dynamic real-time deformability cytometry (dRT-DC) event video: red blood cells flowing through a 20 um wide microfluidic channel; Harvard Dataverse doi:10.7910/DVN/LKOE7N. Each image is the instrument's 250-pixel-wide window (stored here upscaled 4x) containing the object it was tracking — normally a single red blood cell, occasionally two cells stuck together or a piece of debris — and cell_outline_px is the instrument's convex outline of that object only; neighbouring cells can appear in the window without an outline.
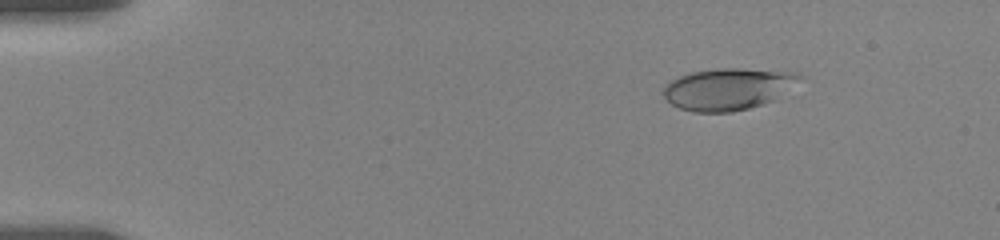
{"species": "human", "species_latin": "Homo sapiens", "temperature_condition": "room temperature", "stored_images_in_passage": 28, "camera_frame_rate_fps": 3000, "um_per_image_px": 0.085, "donor": {"sex": "female"}, "frame": {"image": 1, "passage_image": 4, "time_ms": 2.0, "image_size_px": [1000, 240], "cell_outline_px": [[804, 76], [772, 100], [764, 104], [732, 112], [692, 112], [680, 108], [672, 104], [660, 92], [672, 80], [680, 76], [692, 72], [716, 68], [740, 68], [796, 72]], "centroid_in_image_um": [61.84, 7.56], "position_along_channel_um": 23.2, "area_um2": 32.83}}
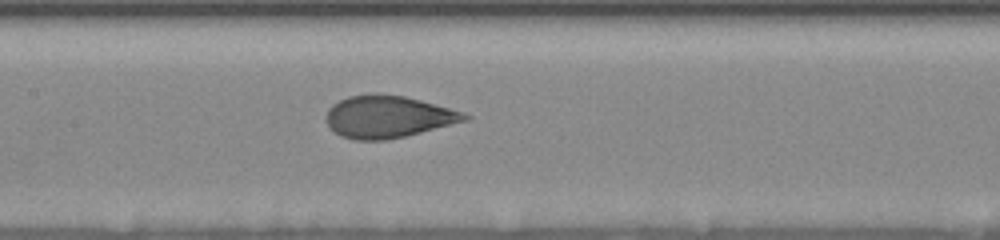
{"frame": {"image": 2, "passage_image": 18, "time_ms": 8.667, "image_size_px": [1000, 240], "cell_outline_px": [[472, 116], [468, 120], [388, 140], [352, 140], [340, 136], [328, 124], [328, 108], [332, 104], [348, 96], [376, 92], [404, 96], [420, 100], [464, 112]], "centroid_in_image_um": [32.98, 9.91], "position_along_channel_um": 174.4, "area_um2": 33.93}}
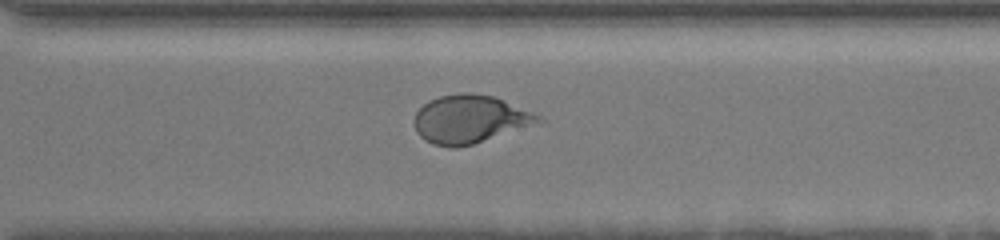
{"frame": {"image": 3, "passage_image": 28, "time_ms": 13.0, "image_size_px": [1000, 240], "cell_outline_px": [[544, 120], [540, 124], [472, 144], [456, 148], [452, 148], [432, 144], [424, 140], [416, 132], [412, 120], [416, 112], [428, 100], [440, 96], [460, 92], [472, 92], [492, 96], [540, 116]], "centroid_in_image_um": [39.9, 10.14], "position_along_channel_um": 330.7, "area_um2": 34.97}}